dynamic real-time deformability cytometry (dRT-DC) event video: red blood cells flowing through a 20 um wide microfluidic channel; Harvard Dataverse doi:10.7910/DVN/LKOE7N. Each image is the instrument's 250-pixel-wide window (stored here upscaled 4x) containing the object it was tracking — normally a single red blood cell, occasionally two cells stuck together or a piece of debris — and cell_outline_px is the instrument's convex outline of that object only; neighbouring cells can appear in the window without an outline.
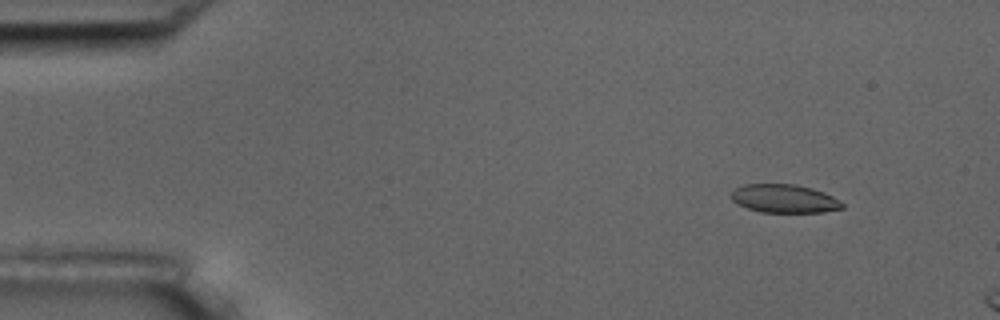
{"species": "common noctule bat (a hibernating species)", "species_latin": "Nyctalus noctula", "temperature_condition": "room temperature", "stored_images_in_passage": 6, "camera_frame_rate_fps": 3000, "um_per_image_px": 0.085, "animal": {"sex": "male", "body_mass_g": 17.5, "forearm_length_mm": 52.3}, "frame": {"image": 1, "passage_image": 2, "time_ms": 1.333, "image_size_px": [1000, 320], "cell_outline_px": [[844, 208], [824, 212], [760, 212], [736, 204], [732, 200], [732, 192], [736, 188], [744, 184], [796, 184], [812, 188], [824, 192], [832, 196], [844, 204]], "centroid_in_image_um": [66.67, 16.88], "position_along_channel_um": 18.3, "area_um2": 18.38}}
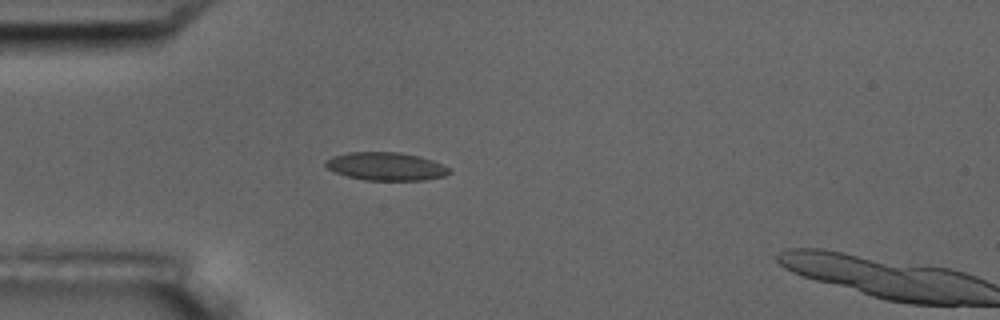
{"frame": {"image": 2, "passage_image": 5, "time_ms": 4.667, "image_size_px": [1000, 320], "cell_outline_px": [[452, 172], [444, 176], [424, 180], [364, 180], [348, 176], [336, 172], [328, 168], [324, 164], [324, 160], [332, 156], [348, 152], [400, 152], [420, 156], [432, 160], [448, 168]], "centroid_in_image_um": [32.79, 14.13], "position_along_channel_um": 52.2, "area_um2": 20.23}}